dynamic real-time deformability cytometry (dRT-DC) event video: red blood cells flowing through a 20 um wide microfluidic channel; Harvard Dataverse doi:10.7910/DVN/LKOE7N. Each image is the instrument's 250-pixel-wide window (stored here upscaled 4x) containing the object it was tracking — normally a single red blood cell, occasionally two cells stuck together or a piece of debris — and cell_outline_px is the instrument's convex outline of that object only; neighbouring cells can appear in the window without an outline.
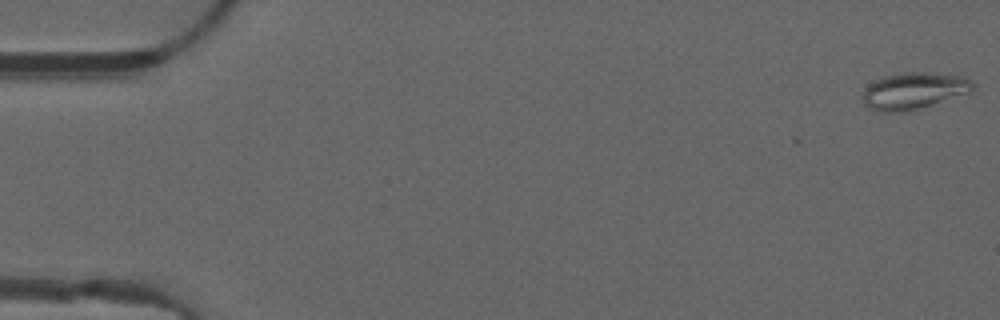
{"species": "common noctule bat (a hibernating species)", "species_latin": "Nyctalus noctula", "temperature_condition": "warm", "stored_images_in_passage": 11, "camera_frame_rate_fps": 3000, "um_per_image_px": 0.085, "animal": {"sex": "male", "forearm_length_mm": 52.5}, "frame": {"image": 1, "passage_image": 1, "time_ms": 0.0, "image_size_px": [1000, 320], "cell_outline_px": [[976, 84], [972, 92], [908, 112], [884, 112], [868, 108], [864, 104], [864, 92], [868, 84], [880, 76], [904, 72], [924, 72], [964, 76], [972, 80]], "centroid_in_image_um": [77.7, 7.71], "position_along_channel_um": 7.3, "area_um2": 23.93}}